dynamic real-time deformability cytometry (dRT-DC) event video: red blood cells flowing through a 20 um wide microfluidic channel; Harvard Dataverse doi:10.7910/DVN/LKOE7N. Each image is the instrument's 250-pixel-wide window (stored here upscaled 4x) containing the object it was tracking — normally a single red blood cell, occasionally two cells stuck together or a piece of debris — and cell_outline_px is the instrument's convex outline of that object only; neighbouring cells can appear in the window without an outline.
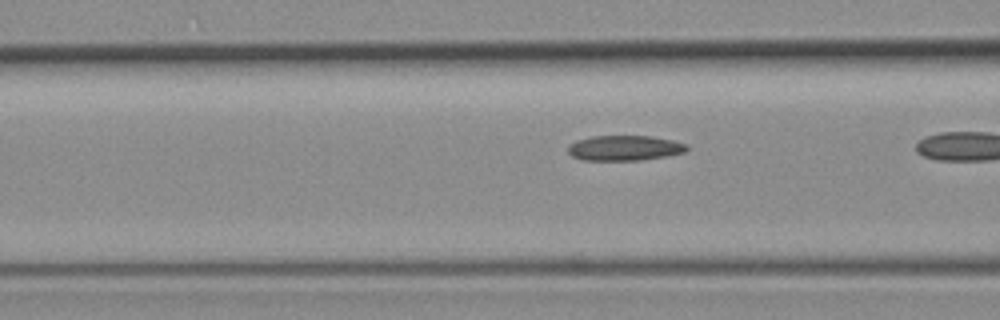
{"species": "common noctule bat (a hibernating species)", "species_latin": "Nyctalus noctula", "temperature_condition": "room temperature", "stored_images_in_passage": 8, "camera_frame_rate_fps": 3000, "um_per_image_px": 0.085, "animal": {"sex": "female", "body_mass_g": 19.3, "forearm_length_mm": 54.1}, "frame": {"image": 1, "passage_image": 3, "time_ms": 3.333, "image_size_px": [1000, 320], "cell_outline_px": [[688, 148], [684, 152], [668, 156], [640, 160], [584, 160], [572, 156], [568, 152], [568, 144], [576, 140], [592, 136], [652, 136], [672, 140], [688, 144]], "centroid_in_image_um": [53.08, 12.57], "position_along_channel_um": 113.5, "area_um2": 17.51}}